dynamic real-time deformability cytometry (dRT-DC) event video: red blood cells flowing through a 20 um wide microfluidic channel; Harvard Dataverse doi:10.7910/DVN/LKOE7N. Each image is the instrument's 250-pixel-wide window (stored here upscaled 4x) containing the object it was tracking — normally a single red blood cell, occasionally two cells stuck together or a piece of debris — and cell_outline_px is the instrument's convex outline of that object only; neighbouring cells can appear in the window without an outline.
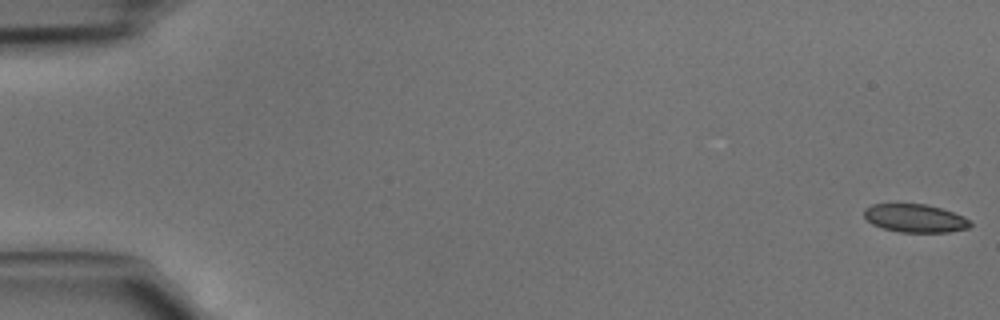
{"species": "common noctule bat (a hibernating species)", "species_latin": "Nyctalus noctula", "temperature_condition": "cold", "stored_images_in_passage": 46, "camera_frame_rate_fps": 3000, "um_per_image_px": 0.085, "animal": {"sex": "male", "body_mass_g": 15.6}, "frame": {"image": 1, "passage_image": 1, "time_ms": 0.0, "image_size_px": [1000, 320], "cell_outline_px": [[972, 224], [968, 228], [948, 232], [900, 232], [884, 228], [872, 224], [864, 216], [864, 208], [872, 204], [924, 204], [940, 208], [964, 216]], "centroid_in_image_um": [77.77, 18.55], "position_along_channel_um": 7.2, "area_um2": 17.28}}
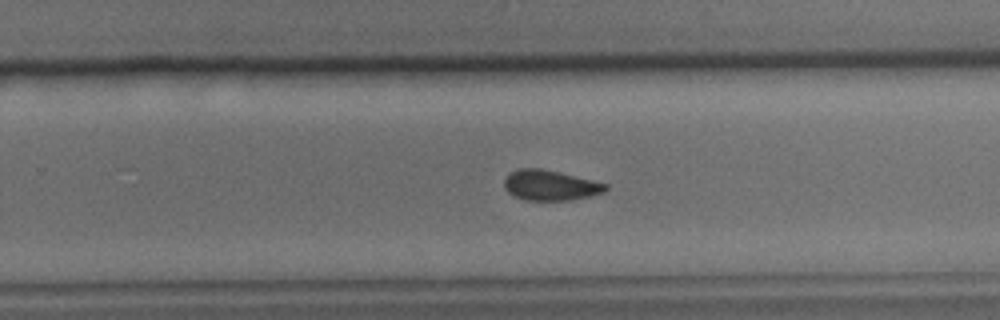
{"frame": {"image": 2, "passage_image": 30, "time_ms": 9.667, "image_size_px": [1000, 320], "cell_outline_px": [[608, 188], [604, 192], [592, 196], [572, 200], [524, 200], [512, 196], [504, 188], [504, 180], [508, 172], [520, 168], [540, 168], [608, 184]], "centroid_in_image_um": [46.73, 15.76], "position_along_channel_um": 283.1, "area_um2": 17.98}}
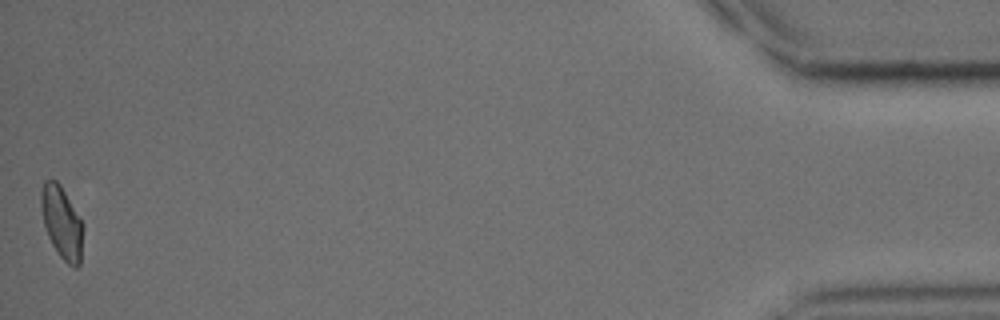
{"frame": {"image": 3, "passage_image": 46, "time_ms": 15.0, "image_size_px": [1000, 320], "cell_outline_px": [[84, 228], [80, 264], [76, 268], [72, 268], [60, 256], [52, 244], [48, 236], [44, 224], [40, 204], [40, 192], [44, 180], [56, 180], [60, 184], [84, 224]], "centroid_in_image_um": [5.26, 18.92], "position_along_channel_um": 429.9, "area_um2": 17.86}}